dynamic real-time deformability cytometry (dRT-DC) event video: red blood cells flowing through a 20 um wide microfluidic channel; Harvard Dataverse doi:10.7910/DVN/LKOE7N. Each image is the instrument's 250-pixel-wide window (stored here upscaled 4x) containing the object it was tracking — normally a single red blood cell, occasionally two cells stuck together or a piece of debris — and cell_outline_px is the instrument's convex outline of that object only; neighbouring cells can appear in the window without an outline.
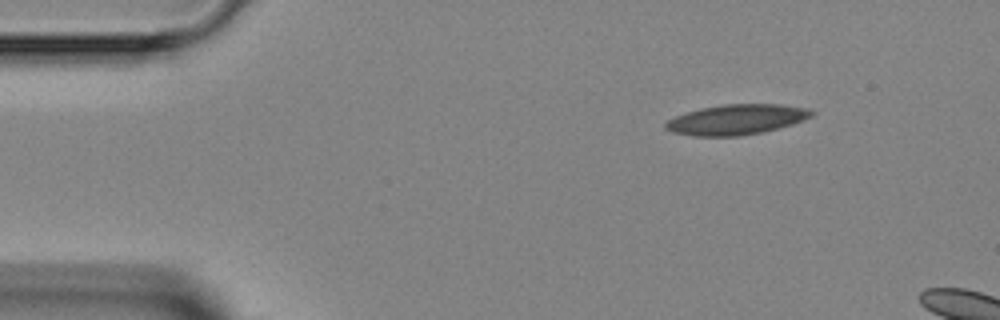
{"species": "Egyptian fruit bat (a non-hibernating species)", "species_latin": "Rousettus aegyptiacus", "temperature_condition": "room temperature", "stored_images_in_passage": 3, "camera_frame_rate_fps": 3000, "um_per_image_px": 0.085, "animal": {"sex": "female"}, "frame": {"image": 1, "passage_image": 1, "time_ms": 0.0, "image_size_px": [1000, 320], "cell_outline_px": [[816, 112], [812, 116], [804, 120], [792, 124], [760, 132], [740, 136], [692, 136], [672, 132], [664, 128], [664, 124], [668, 120], [676, 116], [688, 112], [704, 108], [724, 104], [780, 104], [808, 108]], "centroid_in_image_um": [62.61, 10.16], "position_along_channel_um": 22.4, "area_um2": 25.55}}